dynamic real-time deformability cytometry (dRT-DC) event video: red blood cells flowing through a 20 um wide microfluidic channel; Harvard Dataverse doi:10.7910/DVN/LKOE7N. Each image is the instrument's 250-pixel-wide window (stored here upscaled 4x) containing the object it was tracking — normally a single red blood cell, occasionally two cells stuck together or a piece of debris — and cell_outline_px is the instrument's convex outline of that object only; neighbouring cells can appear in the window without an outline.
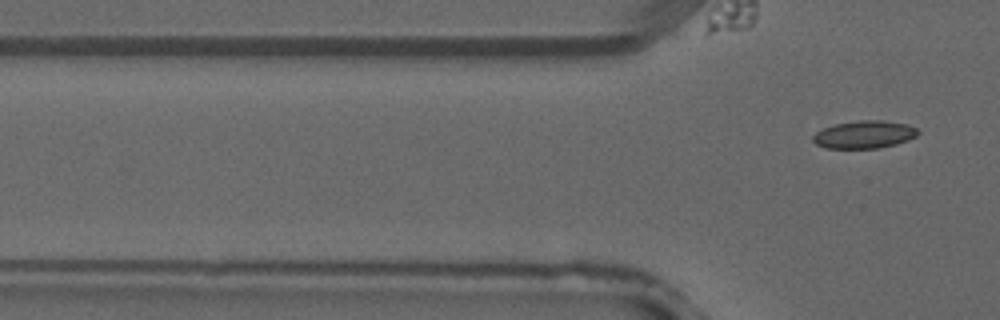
{"species": "common noctule bat (a hibernating species)", "species_latin": "Nyctalus noctula", "temperature_condition": "warm", "stored_images_in_passage": 4, "camera_frame_rate_fps": 3000, "um_per_image_px": 0.085, "animal": {"sex": "male", "forearm_length_mm": 52.5}, "frame": {"image": 1, "passage_image": 4, "time_ms": 1.0, "image_size_px": [1000, 320], "cell_outline_px": [[920, 132], [916, 136], [908, 140], [896, 144], [880, 148], [824, 148], [816, 144], [812, 140], [812, 136], [816, 132], [824, 128], [836, 124], [860, 120], [880, 120], [908, 124], [916, 128]], "centroid_in_image_um": [73.47, 11.44], "position_along_channel_um": 52.3, "area_um2": 16.94}}